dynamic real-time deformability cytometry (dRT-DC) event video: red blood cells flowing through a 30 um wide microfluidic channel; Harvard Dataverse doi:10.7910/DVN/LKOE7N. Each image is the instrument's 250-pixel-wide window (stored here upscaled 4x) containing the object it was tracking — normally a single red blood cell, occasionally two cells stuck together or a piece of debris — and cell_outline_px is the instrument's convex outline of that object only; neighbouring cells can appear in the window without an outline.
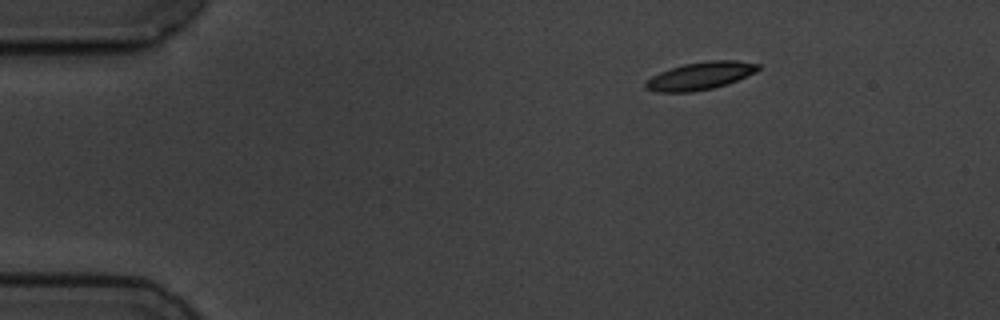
{"species": "common noctule bat (a hibernating species)", "species_latin": "Nyctalus noctula", "temperature_condition": "cold", "stored_images_in_passage": 13, "camera_frame_rate_fps": 3000, "um_per_image_px": 0.085, "animal": {"sex": "male", "body_mass_g": 19.5, "forearm_length_mm": 54.6}, "frame": {"image": 1, "passage_image": 1, "time_ms": 0.0, "image_size_px": [1000, 320], "cell_outline_px": [[760, 68], [756, 72], [728, 84], [712, 88], [692, 92], [656, 92], [644, 88], [644, 84], [652, 76], [660, 72], [684, 64], [708, 60], [736, 60], [760, 64]], "centroid_in_image_um": [59.54, 6.45], "position_along_channel_um": 25.5, "area_um2": 18.15}}
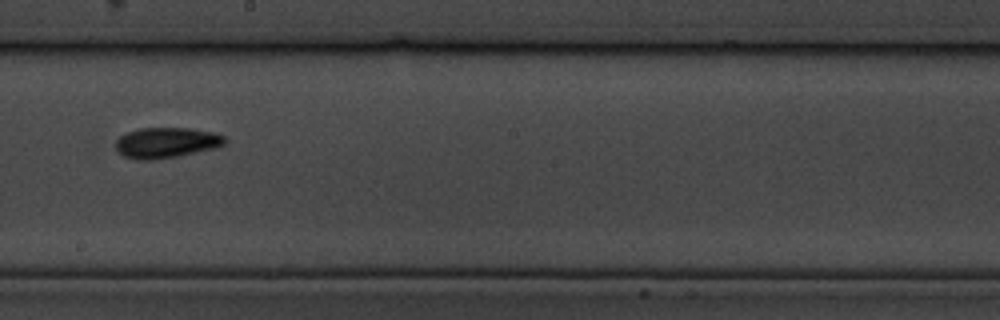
{"frame": {"image": 2, "passage_image": 7, "time_ms": 8.0, "image_size_px": [1000, 320], "cell_outline_px": [[228, 140], [224, 144], [212, 148], [176, 156], [148, 160], [144, 160], [124, 156], [116, 148], [116, 140], [120, 136], [128, 132], [140, 128], [192, 128], [216, 132], [224, 136]], "centroid_in_image_um": [14.16, 12.1], "position_along_channel_um": 234.0, "area_um2": 19.13}}
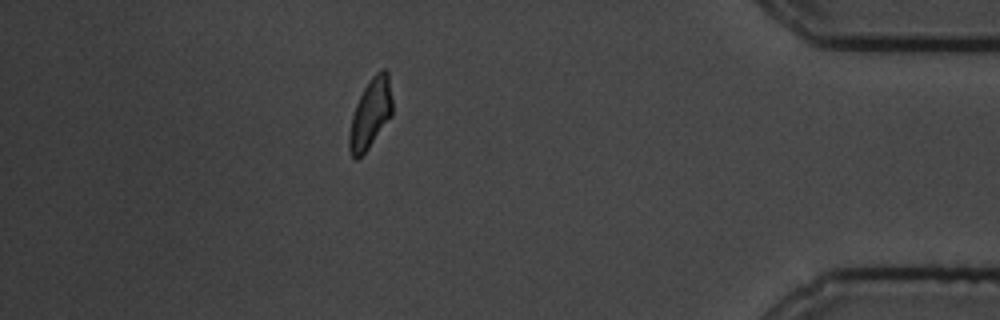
{"frame": {"image": 3, "passage_image": 12, "time_ms": 14.0, "image_size_px": [1000, 320], "cell_outline_px": [[392, 116], [368, 148], [356, 160], [352, 156], [348, 148], [348, 132], [352, 116], [356, 104], [368, 80], [376, 72], [384, 68], [388, 72], [392, 100]], "centroid_in_image_um": [31.48, 9.65], "position_along_channel_um": 403.7, "area_um2": 17.51}}